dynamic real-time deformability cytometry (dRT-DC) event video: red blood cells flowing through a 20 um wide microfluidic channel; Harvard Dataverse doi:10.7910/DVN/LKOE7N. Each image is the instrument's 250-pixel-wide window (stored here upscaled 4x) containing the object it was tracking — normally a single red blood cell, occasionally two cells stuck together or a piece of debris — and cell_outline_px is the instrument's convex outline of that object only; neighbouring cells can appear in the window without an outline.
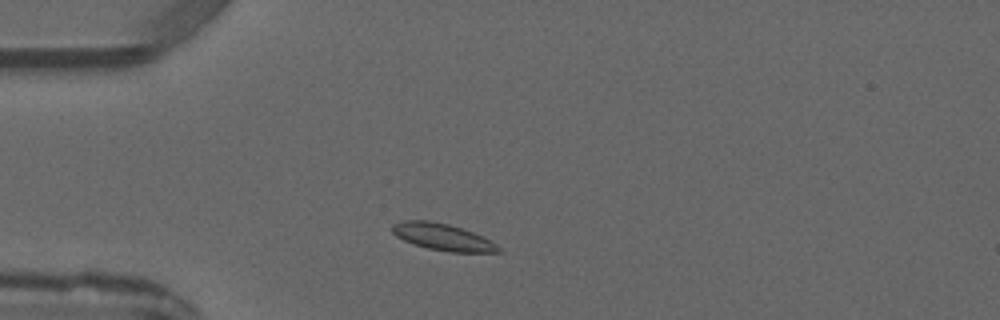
{"species": "common noctule bat (a hibernating species)", "species_latin": "Nyctalus noctula", "temperature_condition": "warm", "stored_images_in_passage": 2, "camera_frame_rate_fps": 3000, "um_per_image_px": 0.085, "animal": {"sex": "male", "forearm_length_mm": 52.5}, "frame": {"image": 1, "passage_image": 1, "time_ms": 0.0, "image_size_px": [1000, 320], "cell_outline_px": [[500, 252], [448, 252], [428, 248], [404, 240], [396, 236], [392, 232], [392, 224], [400, 220], [428, 220], [448, 224], [472, 232], [496, 244], [500, 248]], "centroid_in_image_um": [37.57, 20.13], "position_along_channel_um": 47.4, "area_um2": 16.3}}